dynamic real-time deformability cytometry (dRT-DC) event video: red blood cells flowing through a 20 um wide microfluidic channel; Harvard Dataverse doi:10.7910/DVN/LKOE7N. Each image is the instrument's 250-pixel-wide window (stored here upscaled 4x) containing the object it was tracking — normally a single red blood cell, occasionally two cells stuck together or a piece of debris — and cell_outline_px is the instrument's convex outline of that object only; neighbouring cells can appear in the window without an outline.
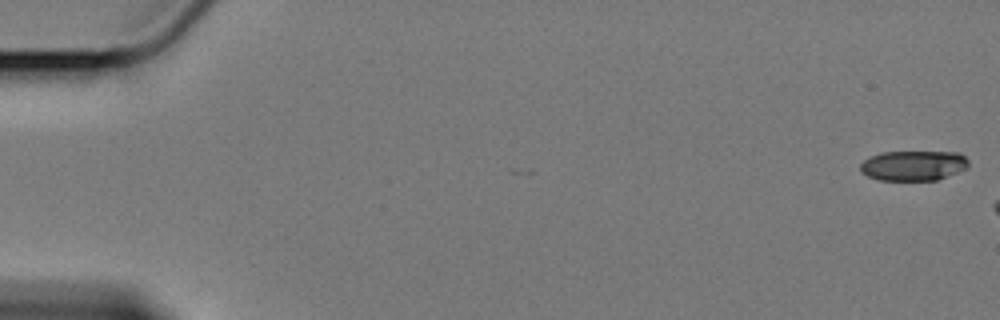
{"species": "Egyptian fruit bat (a non-hibernating species)", "species_latin": "Rousettus aegyptiacus", "temperature_condition": "cold", "stored_images_in_passage": 8, "camera_frame_rate_fps": 3000, "um_per_image_px": 0.085, "animal": {"sex": "female"}, "frame": {"image": 1, "passage_image": 1, "time_ms": 0.0, "image_size_px": [1000, 320], "cell_outline_px": [[968, 164], [964, 168], [956, 172], [936, 180], [880, 180], [868, 176], [860, 172], [860, 164], [864, 160], [880, 152], [960, 152], [968, 160]], "centroid_in_image_um": [77.6, 14.06], "position_along_channel_um": 7.4, "area_um2": 18.79}}